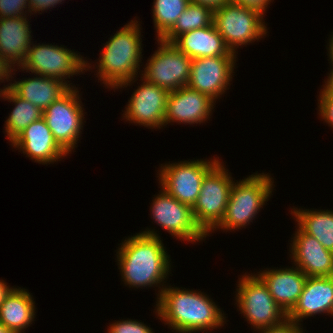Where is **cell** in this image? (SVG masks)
<instances>
[{
  "mask_svg": "<svg viewBox=\"0 0 333 333\" xmlns=\"http://www.w3.org/2000/svg\"><path fill=\"white\" fill-rule=\"evenodd\" d=\"M119 247L117 261L125 285L137 289L158 284L159 288L164 286L171 260L156 232L148 228L125 239Z\"/></svg>",
  "mask_w": 333,
  "mask_h": 333,
  "instance_id": "1",
  "label": "cell"
},
{
  "mask_svg": "<svg viewBox=\"0 0 333 333\" xmlns=\"http://www.w3.org/2000/svg\"><path fill=\"white\" fill-rule=\"evenodd\" d=\"M167 287L158 291L155 310L159 319L171 329L178 333L204 332L225 324L224 313L207 294Z\"/></svg>",
  "mask_w": 333,
  "mask_h": 333,
  "instance_id": "2",
  "label": "cell"
},
{
  "mask_svg": "<svg viewBox=\"0 0 333 333\" xmlns=\"http://www.w3.org/2000/svg\"><path fill=\"white\" fill-rule=\"evenodd\" d=\"M136 21V22H135ZM137 20L127 25L105 43L99 56L97 76L108 88H124L130 86L142 58V38ZM99 75V76H98ZM100 78V79H99Z\"/></svg>",
  "mask_w": 333,
  "mask_h": 333,
  "instance_id": "3",
  "label": "cell"
},
{
  "mask_svg": "<svg viewBox=\"0 0 333 333\" xmlns=\"http://www.w3.org/2000/svg\"><path fill=\"white\" fill-rule=\"evenodd\" d=\"M268 174L250 175L241 181L233 182L225 215L213 229H240L255 218L272 193L274 181Z\"/></svg>",
  "mask_w": 333,
  "mask_h": 333,
  "instance_id": "4",
  "label": "cell"
},
{
  "mask_svg": "<svg viewBox=\"0 0 333 333\" xmlns=\"http://www.w3.org/2000/svg\"><path fill=\"white\" fill-rule=\"evenodd\" d=\"M236 302L241 314L257 330L276 327L287 320V314L275 302L266 284L256 274L239 278ZM282 318V319H281Z\"/></svg>",
  "mask_w": 333,
  "mask_h": 333,
  "instance_id": "5",
  "label": "cell"
},
{
  "mask_svg": "<svg viewBox=\"0 0 333 333\" xmlns=\"http://www.w3.org/2000/svg\"><path fill=\"white\" fill-rule=\"evenodd\" d=\"M263 17L257 10L227 2L214 9L213 25L228 49L236 54L239 45H248L267 34Z\"/></svg>",
  "mask_w": 333,
  "mask_h": 333,
  "instance_id": "6",
  "label": "cell"
},
{
  "mask_svg": "<svg viewBox=\"0 0 333 333\" xmlns=\"http://www.w3.org/2000/svg\"><path fill=\"white\" fill-rule=\"evenodd\" d=\"M218 162L204 177L194 206L193 216L199 227L208 235L221 222L229 201L233 178Z\"/></svg>",
  "mask_w": 333,
  "mask_h": 333,
  "instance_id": "7",
  "label": "cell"
},
{
  "mask_svg": "<svg viewBox=\"0 0 333 333\" xmlns=\"http://www.w3.org/2000/svg\"><path fill=\"white\" fill-rule=\"evenodd\" d=\"M80 54L58 45L33 44L30 46L26 58L19 66L26 72L35 73L49 78L65 81L73 75L83 73L91 66Z\"/></svg>",
  "mask_w": 333,
  "mask_h": 333,
  "instance_id": "8",
  "label": "cell"
},
{
  "mask_svg": "<svg viewBox=\"0 0 333 333\" xmlns=\"http://www.w3.org/2000/svg\"><path fill=\"white\" fill-rule=\"evenodd\" d=\"M79 96L77 88L71 87L43 111L42 117L50 128L54 140L67 154L76 147L83 130L84 113Z\"/></svg>",
  "mask_w": 333,
  "mask_h": 333,
  "instance_id": "9",
  "label": "cell"
},
{
  "mask_svg": "<svg viewBox=\"0 0 333 333\" xmlns=\"http://www.w3.org/2000/svg\"><path fill=\"white\" fill-rule=\"evenodd\" d=\"M219 162L213 160H191L169 163L162 166L159 171V184L161 188L170 196L176 198L181 203L193 207L205 175Z\"/></svg>",
  "mask_w": 333,
  "mask_h": 333,
  "instance_id": "10",
  "label": "cell"
},
{
  "mask_svg": "<svg viewBox=\"0 0 333 333\" xmlns=\"http://www.w3.org/2000/svg\"><path fill=\"white\" fill-rule=\"evenodd\" d=\"M160 47L147 61L141 78L152 84L174 91L187 86L190 79L192 59L173 43L157 39Z\"/></svg>",
  "mask_w": 333,
  "mask_h": 333,
  "instance_id": "11",
  "label": "cell"
},
{
  "mask_svg": "<svg viewBox=\"0 0 333 333\" xmlns=\"http://www.w3.org/2000/svg\"><path fill=\"white\" fill-rule=\"evenodd\" d=\"M152 200L151 214L155 223L165 229L171 236L183 241H201L207 234L196 223L192 207L181 203L163 189Z\"/></svg>",
  "mask_w": 333,
  "mask_h": 333,
  "instance_id": "12",
  "label": "cell"
},
{
  "mask_svg": "<svg viewBox=\"0 0 333 333\" xmlns=\"http://www.w3.org/2000/svg\"><path fill=\"white\" fill-rule=\"evenodd\" d=\"M236 55H223L192 59L190 79L187 84L191 89L216 99L231 85ZM231 80V81H230Z\"/></svg>",
  "mask_w": 333,
  "mask_h": 333,
  "instance_id": "13",
  "label": "cell"
},
{
  "mask_svg": "<svg viewBox=\"0 0 333 333\" xmlns=\"http://www.w3.org/2000/svg\"><path fill=\"white\" fill-rule=\"evenodd\" d=\"M141 80L143 83L131 95L123 117L126 121H132L131 123L160 129L165 126L169 91L156 84L149 83L144 78Z\"/></svg>",
  "mask_w": 333,
  "mask_h": 333,
  "instance_id": "14",
  "label": "cell"
},
{
  "mask_svg": "<svg viewBox=\"0 0 333 333\" xmlns=\"http://www.w3.org/2000/svg\"><path fill=\"white\" fill-rule=\"evenodd\" d=\"M215 101L208 95L183 86L170 91L165 112V126L171 122L201 124L209 119Z\"/></svg>",
  "mask_w": 333,
  "mask_h": 333,
  "instance_id": "15",
  "label": "cell"
},
{
  "mask_svg": "<svg viewBox=\"0 0 333 333\" xmlns=\"http://www.w3.org/2000/svg\"><path fill=\"white\" fill-rule=\"evenodd\" d=\"M295 232L290 244L294 265L307 277H333V252L300 227Z\"/></svg>",
  "mask_w": 333,
  "mask_h": 333,
  "instance_id": "16",
  "label": "cell"
},
{
  "mask_svg": "<svg viewBox=\"0 0 333 333\" xmlns=\"http://www.w3.org/2000/svg\"><path fill=\"white\" fill-rule=\"evenodd\" d=\"M11 144L40 164L54 163L68 155L54 140L43 117L28 125Z\"/></svg>",
  "mask_w": 333,
  "mask_h": 333,
  "instance_id": "17",
  "label": "cell"
},
{
  "mask_svg": "<svg viewBox=\"0 0 333 333\" xmlns=\"http://www.w3.org/2000/svg\"><path fill=\"white\" fill-rule=\"evenodd\" d=\"M333 313V277H307L303 291L287 320L300 324L303 318Z\"/></svg>",
  "mask_w": 333,
  "mask_h": 333,
  "instance_id": "18",
  "label": "cell"
},
{
  "mask_svg": "<svg viewBox=\"0 0 333 333\" xmlns=\"http://www.w3.org/2000/svg\"><path fill=\"white\" fill-rule=\"evenodd\" d=\"M257 274L281 309L288 314L301 295L307 276L297 267L268 269Z\"/></svg>",
  "mask_w": 333,
  "mask_h": 333,
  "instance_id": "19",
  "label": "cell"
},
{
  "mask_svg": "<svg viewBox=\"0 0 333 333\" xmlns=\"http://www.w3.org/2000/svg\"><path fill=\"white\" fill-rule=\"evenodd\" d=\"M27 17L0 18V56L11 67L20 66L32 45Z\"/></svg>",
  "mask_w": 333,
  "mask_h": 333,
  "instance_id": "20",
  "label": "cell"
},
{
  "mask_svg": "<svg viewBox=\"0 0 333 333\" xmlns=\"http://www.w3.org/2000/svg\"><path fill=\"white\" fill-rule=\"evenodd\" d=\"M38 76L10 82L8 85L17 96L38 106L41 111L63 96L71 87H74L70 85L72 83L68 84L55 78Z\"/></svg>",
  "mask_w": 333,
  "mask_h": 333,
  "instance_id": "21",
  "label": "cell"
},
{
  "mask_svg": "<svg viewBox=\"0 0 333 333\" xmlns=\"http://www.w3.org/2000/svg\"><path fill=\"white\" fill-rule=\"evenodd\" d=\"M172 43L191 59L236 55L228 49L213 24L183 33Z\"/></svg>",
  "mask_w": 333,
  "mask_h": 333,
  "instance_id": "22",
  "label": "cell"
},
{
  "mask_svg": "<svg viewBox=\"0 0 333 333\" xmlns=\"http://www.w3.org/2000/svg\"><path fill=\"white\" fill-rule=\"evenodd\" d=\"M24 288H14L0 304V323L14 333L24 332L35 316V301Z\"/></svg>",
  "mask_w": 333,
  "mask_h": 333,
  "instance_id": "23",
  "label": "cell"
},
{
  "mask_svg": "<svg viewBox=\"0 0 333 333\" xmlns=\"http://www.w3.org/2000/svg\"><path fill=\"white\" fill-rule=\"evenodd\" d=\"M292 209L291 214L295 216L298 227L316 238L325 249L333 252V211Z\"/></svg>",
  "mask_w": 333,
  "mask_h": 333,
  "instance_id": "24",
  "label": "cell"
},
{
  "mask_svg": "<svg viewBox=\"0 0 333 333\" xmlns=\"http://www.w3.org/2000/svg\"><path fill=\"white\" fill-rule=\"evenodd\" d=\"M3 96V97H2ZM0 97L14 103V109L9 114L5 121V132L7 139L12 142L22 131L32 122L40 119L43 116V111L38 106L23 100L17 96L9 85L0 89Z\"/></svg>",
  "mask_w": 333,
  "mask_h": 333,
  "instance_id": "25",
  "label": "cell"
},
{
  "mask_svg": "<svg viewBox=\"0 0 333 333\" xmlns=\"http://www.w3.org/2000/svg\"><path fill=\"white\" fill-rule=\"evenodd\" d=\"M213 12L214 10L208 6L190 2L175 25L161 39L172 43L183 33L212 25Z\"/></svg>",
  "mask_w": 333,
  "mask_h": 333,
  "instance_id": "26",
  "label": "cell"
},
{
  "mask_svg": "<svg viewBox=\"0 0 333 333\" xmlns=\"http://www.w3.org/2000/svg\"><path fill=\"white\" fill-rule=\"evenodd\" d=\"M189 3L190 0H154L152 13L156 38L161 39L175 25Z\"/></svg>",
  "mask_w": 333,
  "mask_h": 333,
  "instance_id": "27",
  "label": "cell"
},
{
  "mask_svg": "<svg viewBox=\"0 0 333 333\" xmlns=\"http://www.w3.org/2000/svg\"><path fill=\"white\" fill-rule=\"evenodd\" d=\"M29 0H0V18L26 17Z\"/></svg>",
  "mask_w": 333,
  "mask_h": 333,
  "instance_id": "28",
  "label": "cell"
},
{
  "mask_svg": "<svg viewBox=\"0 0 333 333\" xmlns=\"http://www.w3.org/2000/svg\"><path fill=\"white\" fill-rule=\"evenodd\" d=\"M108 333H154L152 328L137 320L116 321L108 328Z\"/></svg>",
  "mask_w": 333,
  "mask_h": 333,
  "instance_id": "29",
  "label": "cell"
},
{
  "mask_svg": "<svg viewBox=\"0 0 333 333\" xmlns=\"http://www.w3.org/2000/svg\"><path fill=\"white\" fill-rule=\"evenodd\" d=\"M319 115L333 128V96L319 95Z\"/></svg>",
  "mask_w": 333,
  "mask_h": 333,
  "instance_id": "30",
  "label": "cell"
},
{
  "mask_svg": "<svg viewBox=\"0 0 333 333\" xmlns=\"http://www.w3.org/2000/svg\"><path fill=\"white\" fill-rule=\"evenodd\" d=\"M296 322L286 320L283 324L260 330L261 333H303V328Z\"/></svg>",
  "mask_w": 333,
  "mask_h": 333,
  "instance_id": "31",
  "label": "cell"
},
{
  "mask_svg": "<svg viewBox=\"0 0 333 333\" xmlns=\"http://www.w3.org/2000/svg\"><path fill=\"white\" fill-rule=\"evenodd\" d=\"M228 2L257 10L264 15L271 0H228Z\"/></svg>",
  "mask_w": 333,
  "mask_h": 333,
  "instance_id": "32",
  "label": "cell"
},
{
  "mask_svg": "<svg viewBox=\"0 0 333 333\" xmlns=\"http://www.w3.org/2000/svg\"><path fill=\"white\" fill-rule=\"evenodd\" d=\"M64 0H29V12L30 14L40 13V11H44L49 9L50 7L56 6L57 4L61 3Z\"/></svg>",
  "mask_w": 333,
  "mask_h": 333,
  "instance_id": "33",
  "label": "cell"
},
{
  "mask_svg": "<svg viewBox=\"0 0 333 333\" xmlns=\"http://www.w3.org/2000/svg\"><path fill=\"white\" fill-rule=\"evenodd\" d=\"M13 71H15V69L12 68L10 65H8L0 56V81L2 82H4V80L11 81L9 78L12 79L11 73Z\"/></svg>",
  "mask_w": 333,
  "mask_h": 333,
  "instance_id": "34",
  "label": "cell"
},
{
  "mask_svg": "<svg viewBox=\"0 0 333 333\" xmlns=\"http://www.w3.org/2000/svg\"><path fill=\"white\" fill-rule=\"evenodd\" d=\"M190 2L202 4L214 10L220 8L224 3H227L228 0H190Z\"/></svg>",
  "mask_w": 333,
  "mask_h": 333,
  "instance_id": "35",
  "label": "cell"
},
{
  "mask_svg": "<svg viewBox=\"0 0 333 333\" xmlns=\"http://www.w3.org/2000/svg\"><path fill=\"white\" fill-rule=\"evenodd\" d=\"M328 79L323 85V90L320 92L319 95H328L333 96V69H331Z\"/></svg>",
  "mask_w": 333,
  "mask_h": 333,
  "instance_id": "36",
  "label": "cell"
},
{
  "mask_svg": "<svg viewBox=\"0 0 333 333\" xmlns=\"http://www.w3.org/2000/svg\"><path fill=\"white\" fill-rule=\"evenodd\" d=\"M12 289L13 288H11L9 285L7 286V284L3 280H0V304L3 302L5 297L10 293Z\"/></svg>",
  "mask_w": 333,
  "mask_h": 333,
  "instance_id": "37",
  "label": "cell"
},
{
  "mask_svg": "<svg viewBox=\"0 0 333 333\" xmlns=\"http://www.w3.org/2000/svg\"><path fill=\"white\" fill-rule=\"evenodd\" d=\"M332 37L329 39V47H328V52H329V59H331L330 60V64H331V66H332V69H333V35H331Z\"/></svg>",
  "mask_w": 333,
  "mask_h": 333,
  "instance_id": "38",
  "label": "cell"
},
{
  "mask_svg": "<svg viewBox=\"0 0 333 333\" xmlns=\"http://www.w3.org/2000/svg\"><path fill=\"white\" fill-rule=\"evenodd\" d=\"M0 333H14V332L9 328H7L4 324L0 323Z\"/></svg>",
  "mask_w": 333,
  "mask_h": 333,
  "instance_id": "39",
  "label": "cell"
}]
</instances>
